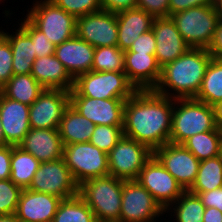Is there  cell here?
I'll return each mask as SVG.
<instances>
[{"label": "cell", "mask_w": 222, "mask_h": 222, "mask_svg": "<svg viewBox=\"0 0 222 222\" xmlns=\"http://www.w3.org/2000/svg\"><path fill=\"white\" fill-rule=\"evenodd\" d=\"M107 155L109 175L136 180L153 151L145 144L123 136Z\"/></svg>", "instance_id": "9"}, {"label": "cell", "mask_w": 222, "mask_h": 222, "mask_svg": "<svg viewBox=\"0 0 222 222\" xmlns=\"http://www.w3.org/2000/svg\"><path fill=\"white\" fill-rule=\"evenodd\" d=\"M137 7L154 18L169 17V0H137Z\"/></svg>", "instance_id": "40"}, {"label": "cell", "mask_w": 222, "mask_h": 222, "mask_svg": "<svg viewBox=\"0 0 222 222\" xmlns=\"http://www.w3.org/2000/svg\"><path fill=\"white\" fill-rule=\"evenodd\" d=\"M13 55L9 40L3 35H0V89L13 76L12 67Z\"/></svg>", "instance_id": "39"}, {"label": "cell", "mask_w": 222, "mask_h": 222, "mask_svg": "<svg viewBox=\"0 0 222 222\" xmlns=\"http://www.w3.org/2000/svg\"><path fill=\"white\" fill-rule=\"evenodd\" d=\"M126 100L70 97V105L95 125L123 126Z\"/></svg>", "instance_id": "16"}, {"label": "cell", "mask_w": 222, "mask_h": 222, "mask_svg": "<svg viewBox=\"0 0 222 222\" xmlns=\"http://www.w3.org/2000/svg\"><path fill=\"white\" fill-rule=\"evenodd\" d=\"M216 5L222 16V0H216Z\"/></svg>", "instance_id": "51"}, {"label": "cell", "mask_w": 222, "mask_h": 222, "mask_svg": "<svg viewBox=\"0 0 222 222\" xmlns=\"http://www.w3.org/2000/svg\"><path fill=\"white\" fill-rule=\"evenodd\" d=\"M75 18L102 10L100 0H50Z\"/></svg>", "instance_id": "38"}, {"label": "cell", "mask_w": 222, "mask_h": 222, "mask_svg": "<svg viewBox=\"0 0 222 222\" xmlns=\"http://www.w3.org/2000/svg\"><path fill=\"white\" fill-rule=\"evenodd\" d=\"M76 35L94 48L117 46L118 24L115 13L99 10L76 18Z\"/></svg>", "instance_id": "14"}, {"label": "cell", "mask_w": 222, "mask_h": 222, "mask_svg": "<svg viewBox=\"0 0 222 222\" xmlns=\"http://www.w3.org/2000/svg\"><path fill=\"white\" fill-rule=\"evenodd\" d=\"M124 72L136 90H154L161 77V67L154 54L124 52Z\"/></svg>", "instance_id": "19"}, {"label": "cell", "mask_w": 222, "mask_h": 222, "mask_svg": "<svg viewBox=\"0 0 222 222\" xmlns=\"http://www.w3.org/2000/svg\"><path fill=\"white\" fill-rule=\"evenodd\" d=\"M94 130L95 124L82 116L71 105L64 111L58 126L63 146L89 142Z\"/></svg>", "instance_id": "25"}, {"label": "cell", "mask_w": 222, "mask_h": 222, "mask_svg": "<svg viewBox=\"0 0 222 222\" xmlns=\"http://www.w3.org/2000/svg\"><path fill=\"white\" fill-rule=\"evenodd\" d=\"M156 48V39L153 33V30H149L141 34L129 48L124 52H139V53H148L154 54Z\"/></svg>", "instance_id": "41"}, {"label": "cell", "mask_w": 222, "mask_h": 222, "mask_svg": "<svg viewBox=\"0 0 222 222\" xmlns=\"http://www.w3.org/2000/svg\"><path fill=\"white\" fill-rule=\"evenodd\" d=\"M16 32L2 31V34L9 40L12 48L13 75L31 74L33 63L36 59L34 43L31 37L20 27Z\"/></svg>", "instance_id": "26"}, {"label": "cell", "mask_w": 222, "mask_h": 222, "mask_svg": "<svg viewBox=\"0 0 222 222\" xmlns=\"http://www.w3.org/2000/svg\"><path fill=\"white\" fill-rule=\"evenodd\" d=\"M203 222H222V212L214 207L205 208Z\"/></svg>", "instance_id": "47"}, {"label": "cell", "mask_w": 222, "mask_h": 222, "mask_svg": "<svg viewBox=\"0 0 222 222\" xmlns=\"http://www.w3.org/2000/svg\"><path fill=\"white\" fill-rule=\"evenodd\" d=\"M222 187V154L200 161L190 192H207Z\"/></svg>", "instance_id": "31"}, {"label": "cell", "mask_w": 222, "mask_h": 222, "mask_svg": "<svg viewBox=\"0 0 222 222\" xmlns=\"http://www.w3.org/2000/svg\"><path fill=\"white\" fill-rule=\"evenodd\" d=\"M40 163L29 152L11 145L10 180L21 189H28Z\"/></svg>", "instance_id": "28"}, {"label": "cell", "mask_w": 222, "mask_h": 222, "mask_svg": "<svg viewBox=\"0 0 222 222\" xmlns=\"http://www.w3.org/2000/svg\"><path fill=\"white\" fill-rule=\"evenodd\" d=\"M32 154L39 162L63 158V144L58 129L31 128L18 145Z\"/></svg>", "instance_id": "22"}, {"label": "cell", "mask_w": 222, "mask_h": 222, "mask_svg": "<svg viewBox=\"0 0 222 222\" xmlns=\"http://www.w3.org/2000/svg\"><path fill=\"white\" fill-rule=\"evenodd\" d=\"M44 89L31 74H21L13 75L0 92L7 98L30 106Z\"/></svg>", "instance_id": "27"}, {"label": "cell", "mask_w": 222, "mask_h": 222, "mask_svg": "<svg viewBox=\"0 0 222 222\" xmlns=\"http://www.w3.org/2000/svg\"><path fill=\"white\" fill-rule=\"evenodd\" d=\"M213 4H216V0H169V16L192 7Z\"/></svg>", "instance_id": "42"}, {"label": "cell", "mask_w": 222, "mask_h": 222, "mask_svg": "<svg viewBox=\"0 0 222 222\" xmlns=\"http://www.w3.org/2000/svg\"><path fill=\"white\" fill-rule=\"evenodd\" d=\"M92 71L124 72V51L118 46L95 48Z\"/></svg>", "instance_id": "34"}, {"label": "cell", "mask_w": 222, "mask_h": 222, "mask_svg": "<svg viewBox=\"0 0 222 222\" xmlns=\"http://www.w3.org/2000/svg\"><path fill=\"white\" fill-rule=\"evenodd\" d=\"M152 30L156 39L154 55L161 68L191 48L182 38L170 16L155 18Z\"/></svg>", "instance_id": "17"}, {"label": "cell", "mask_w": 222, "mask_h": 222, "mask_svg": "<svg viewBox=\"0 0 222 222\" xmlns=\"http://www.w3.org/2000/svg\"><path fill=\"white\" fill-rule=\"evenodd\" d=\"M118 24L117 46L126 51L143 33L152 29L154 17L146 11L135 7L116 14Z\"/></svg>", "instance_id": "23"}, {"label": "cell", "mask_w": 222, "mask_h": 222, "mask_svg": "<svg viewBox=\"0 0 222 222\" xmlns=\"http://www.w3.org/2000/svg\"><path fill=\"white\" fill-rule=\"evenodd\" d=\"M21 191L10 179L0 180V215L16 213Z\"/></svg>", "instance_id": "37"}, {"label": "cell", "mask_w": 222, "mask_h": 222, "mask_svg": "<svg viewBox=\"0 0 222 222\" xmlns=\"http://www.w3.org/2000/svg\"><path fill=\"white\" fill-rule=\"evenodd\" d=\"M173 98L154 90H137L125 102L124 136L148 146L152 151L169 143Z\"/></svg>", "instance_id": "1"}, {"label": "cell", "mask_w": 222, "mask_h": 222, "mask_svg": "<svg viewBox=\"0 0 222 222\" xmlns=\"http://www.w3.org/2000/svg\"><path fill=\"white\" fill-rule=\"evenodd\" d=\"M28 189L51 194L62 200L79 194V185L63 158L41 162Z\"/></svg>", "instance_id": "10"}, {"label": "cell", "mask_w": 222, "mask_h": 222, "mask_svg": "<svg viewBox=\"0 0 222 222\" xmlns=\"http://www.w3.org/2000/svg\"><path fill=\"white\" fill-rule=\"evenodd\" d=\"M19 26L31 37L34 43V52L36 58L45 57L48 55H53L56 46L47 40L46 35L38 30L26 17L21 20V25Z\"/></svg>", "instance_id": "36"}, {"label": "cell", "mask_w": 222, "mask_h": 222, "mask_svg": "<svg viewBox=\"0 0 222 222\" xmlns=\"http://www.w3.org/2000/svg\"><path fill=\"white\" fill-rule=\"evenodd\" d=\"M123 136V126L95 125L89 142L108 154Z\"/></svg>", "instance_id": "35"}, {"label": "cell", "mask_w": 222, "mask_h": 222, "mask_svg": "<svg viewBox=\"0 0 222 222\" xmlns=\"http://www.w3.org/2000/svg\"><path fill=\"white\" fill-rule=\"evenodd\" d=\"M95 48L77 35L56 46L54 55L61 61L69 75L75 79L78 75L92 71Z\"/></svg>", "instance_id": "21"}, {"label": "cell", "mask_w": 222, "mask_h": 222, "mask_svg": "<svg viewBox=\"0 0 222 222\" xmlns=\"http://www.w3.org/2000/svg\"><path fill=\"white\" fill-rule=\"evenodd\" d=\"M11 145L0 146V180L10 179Z\"/></svg>", "instance_id": "45"}, {"label": "cell", "mask_w": 222, "mask_h": 222, "mask_svg": "<svg viewBox=\"0 0 222 222\" xmlns=\"http://www.w3.org/2000/svg\"><path fill=\"white\" fill-rule=\"evenodd\" d=\"M125 180L112 175L93 178L79 185V196L93 211L97 222H119Z\"/></svg>", "instance_id": "3"}, {"label": "cell", "mask_w": 222, "mask_h": 222, "mask_svg": "<svg viewBox=\"0 0 222 222\" xmlns=\"http://www.w3.org/2000/svg\"><path fill=\"white\" fill-rule=\"evenodd\" d=\"M216 128L213 106L195 98L173 99L169 142L183 144L193 135L213 131Z\"/></svg>", "instance_id": "4"}, {"label": "cell", "mask_w": 222, "mask_h": 222, "mask_svg": "<svg viewBox=\"0 0 222 222\" xmlns=\"http://www.w3.org/2000/svg\"><path fill=\"white\" fill-rule=\"evenodd\" d=\"M31 75L45 89H62L70 92L74 87V79L54 54L36 58Z\"/></svg>", "instance_id": "24"}, {"label": "cell", "mask_w": 222, "mask_h": 222, "mask_svg": "<svg viewBox=\"0 0 222 222\" xmlns=\"http://www.w3.org/2000/svg\"><path fill=\"white\" fill-rule=\"evenodd\" d=\"M137 90L127 79L125 72L89 71L74 79L70 97L95 99H128Z\"/></svg>", "instance_id": "6"}, {"label": "cell", "mask_w": 222, "mask_h": 222, "mask_svg": "<svg viewBox=\"0 0 222 222\" xmlns=\"http://www.w3.org/2000/svg\"><path fill=\"white\" fill-rule=\"evenodd\" d=\"M165 211L174 213V222H203L205 206L197 194L184 191Z\"/></svg>", "instance_id": "32"}, {"label": "cell", "mask_w": 222, "mask_h": 222, "mask_svg": "<svg viewBox=\"0 0 222 222\" xmlns=\"http://www.w3.org/2000/svg\"><path fill=\"white\" fill-rule=\"evenodd\" d=\"M196 100L209 106L222 101V60L212 58L206 69Z\"/></svg>", "instance_id": "30"}, {"label": "cell", "mask_w": 222, "mask_h": 222, "mask_svg": "<svg viewBox=\"0 0 222 222\" xmlns=\"http://www.w3.org/2000/svg\"><path fill=\"white\" fill-rule=\"evenodd\" d=\"M52 222H97L93 211L79 196L63 199Z\"/></svg>", "instance_id": "33"}, {"label": "cell", "mask_w": 222, "mask_h": 222, "mask_svg": "<svg viewBox=\"0 0 222 222\" xmlns=\"http://www.w3.org/2000/svg\"><path fill=\"white\" fill-rule=\"evenodd\" d=\"M25 16L55 46L76 35V18L50 0L34 1Z\"/></svg>", "instance_id": "7"}, {"label": "cell", "mask_w": 222, "mask_h": 222, "mask_svg": "<svg viewBox=\"0 0 222 222\" xmlns=\"http://www.w3.org/2000/svg\"><path fill=\"white\" fill-rule=\"evenodd\" d=\"M30 106L5 97L0 92V119L5 145L18 146L31 129Z\"/></svg>", "instance_id": "18"}, {"label": "cell", "mask_w": 222, "mask_h": 222, "mask_svg": "<svg viewBox=\"0 0 222 222\" xmlns=\"http://www.w3.org/2000/svg\"><path fill=\"white\" fill-rule=\"evenodd\" d=\"M102 10L119 13L137 7V0H100Z\"/></svg>", "instance_id": "44"}, {"label": "cell", "mask_w": 222, "mask_h": 222, "mask_svg": "<svg viewBox=\"0 0 222 222\" xmlns=\"http://www.w3.org/2000/svg\"><path fill=\"white\" fill-rule=\"evenodd\" d=\"M0 222H20L16 213L0 215Z\"/></svg>", "instance_id": "49"}, {"label": "cell", "mask_w": 222, "mask_h": 222, "mask_svg": "<svg viewBox=\"0 0 222 222\" xmlns=\"http://www.w3.org/2000/svg\"><path fill=\"white\" fill-rule=\"evenodd\" d=\"M182 145L200 161L219 156L222 149V130L216 128L213 131L198 133Z\"/></svg>", "instance_id": "29"}, {"label": "cell", "mask_w": 222, "mask_h": 222, "mask_svg": "<svg viewBox=\"0 0 222 222\" xmlns=\"http://www.w3.org/2000/svg\"><path fill=\"white\" fill-rule=\"evenodd\" d=\"M208 51L213 58L222 60V17L218 22L213 42L208 48Z\"/></svg>", "instance_id": "46"}, {"label": "cell", "mask_w": 222, "mask_h": 222, "mask_svg": "<svg viewBox=\"0 0 222 222\" xmlns=\"http://www.w3.org/2000/svg\"><path fill=\"white\" fill-rule=\"evenodd\" d=\"M213 110H214V116H215V123L217 128H219L220 130H222V101L216 103L213 106Z\"/></svg>", "instance_id": "48"}, {"label": "cell", "mask_w": 222, "mask_h": 222, "mask_svg": "<svg viewBox=\"0 0 222 222\" xmlns=\"http://www.w3.org/2000/svg\"><path fill=\"white\" fill-rule=\"evenodd\" d=\"M5 145V139H4V134H3V128L1 124V119H0V146Z\"/></svg>", "instance_id": "50"}, {"label": "cell", "mask_w": 222, "mask_h": 222, "mask_svg": "<svg viewBox=\"0 0 222 222\" xmlns=\"http://www.w3.org/2000/svg\"><path fill=\"white\" fill-rule=\"evenodd\" d=\"M212 58L206 48H189L161 68V77L154 91L173 99L195 98Z\"/></svg>", "instance_id": "2"}, {"label": "cell", "mask_w": 222, "mask_h": 222, "mask_svg": "<svg viewBox=\"0 0 222 222\" xmlns=\"http://www.w3.org/2000/svg\"><path fill=\"white\" fill-rule=\"evenodd\" d=\"M61 198L22 189L16 215L20 222H52Z\"/></svg>", "instance_id": "20"}, {"label": "cell", "mask_w": 222, "mask_h": 222, "mask_svg": "<svg viewBox=\"0 0 222 222\" xmlns=\"http://www.w3.org/2000/svg\"><path fill=\"white\" fill-rule=\"evenodd\" d=\"M63 159L76 183L109 175L108 155L90 142L63 147Z\"/></svg>", "instance_id": "8"}, {"label": "cell", "mask_w": 222, "mask_h": 222, "mask_svg": "<svg viewBox=\"0 0 222 222\" xmlns=\"http://www.w3.org/2000/svg\"><path fill=\"white\" fill-rule=\"evenodd\" d=\"M166 212L137 180H125L119 222H153Z\"/></svg>", "instance_id": "11"}, {"label": "cell", "mask_w": 222, "mask_h": 222, "mask_svg": "<svg viewBox=\"0 0 222 222\" xmlns=\"http://www.w3.org/2000/svg\"><path fill=\"white\" fill-rule=\"evenodd\" d=\"M153 155L176 179L184 191H188L192 187L198 173L200 160L182 144L169 142L156 148Z\"/></svg>", "instance_id": "13"}, {"label": "cell", "mask_w": 222, "mask_h": 222, "mask_svg": "<svg viewBox=\"0 0 222 222\" xmlns=\"http://www.w3.org/2000/svg\"><path fill=\"white\" fill-rule=\"evenodd\" d=\"M70 105V92L44 89L30 105L29 123L35 129H58L64 111Z\"/></svg>", "instance_id": "15"}, {"label": "cell", "mask_w": 222, "mask_h": 222, "mask_svg": "<svg viewBox=\"0 0 222 222\" xmlns=\"http://www.w3.org/2000/svg\"><path fill=\"white\" fill-rule=\"evenodd\" d=\"M191 48L208 49L213 42L221 13L216 4L197 6L170 15Z\"/></svg>", "instance_id": "5"}, {"label": "cell", "mask_w": 222, "mask_h": 222, "mask_svg": "<svg viewBox=\"0 0 222 222\" xmlns=\"http://www.w3.org/2000/svg\"><path fill=\"white\" fill-rule=\"evenodd\" d=\"M136 180L150 192L164 210L184 192L154 155L146 162Z\"/></svg>", "instance_id": "12"}, {"label": "cell", "mask_w": 222, "mask_h": 222, "mask_svg": "<svg viewBox=\"0 0 222 222\" xmlns=\"http://www.w3.org/2000/svg\"><path fill=\"white\" fill-rule=\"evenodd\" d=\"M197 194L205 208L214 207L222 212V187L207 192H191Z\"/></svg>", "instance_id": "43"}]
</instances>
